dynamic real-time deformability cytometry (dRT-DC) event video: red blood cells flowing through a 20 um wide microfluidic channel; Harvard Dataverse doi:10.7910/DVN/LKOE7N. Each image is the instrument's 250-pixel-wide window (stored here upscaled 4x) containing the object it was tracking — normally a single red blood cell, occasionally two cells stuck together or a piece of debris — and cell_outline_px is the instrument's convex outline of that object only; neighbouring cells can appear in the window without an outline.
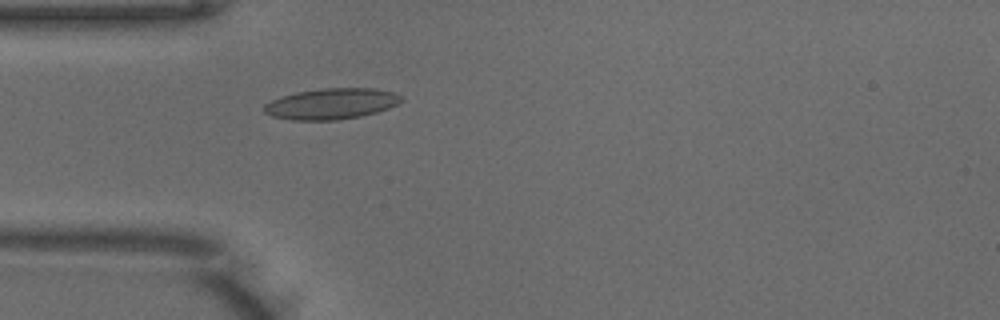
{"species": "common noctule bat (a hibernating species)", "species_latin": "Nyctalus noctula", "temperature_condition": "warm", "stored_images_in_passage": 29, "camera_frame_rate_fps": 3000, "um_per_image_px": 0.085, "animal": {"sex": "male", "body_mass_g": 18.8}, "frame": {"image": 1, "passage_image": 1, "time_ms": 0.0, "image_size_px": [1000, 320], "cell_outline_px": [[404, 100], [388, 108], [376, 112], [360, 116], [336, 120], [292, 120], [272, 116], [264, 112], [260, 108], [264, 104], [280, 96], [296, 92], [320, 88], [376, 88], [392, 92], [404, 96]], "centroid_in_image_um": [28.14, 8.81], "position_along_channel_um": 56.9, "area_um2": 24.91}}
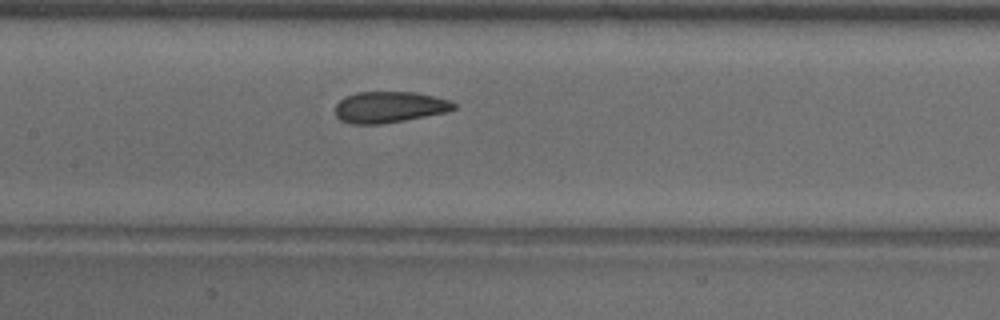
{"frame": {"image": 2, "passage_image": 10, "time_ms": 3.0, "image_size_px": [1000, 320], "cell_outline_px": [[456, 108], [448, 112], [404, 120], [380, 124], [352, 124], [340, 120], [336, 116], [336, 104], [344, 96], [356, 92], [416, 92], [448, 100], [456, 104]], "centroid_in_image_um": [33.08, 9.1], "position_along_channel_um": 174.3, "area_um2": 21.56}}
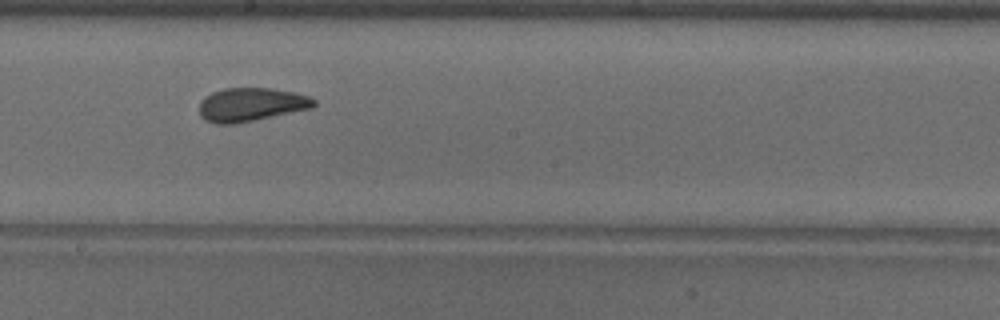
{"frame": {"image": 3, "passage_image": 14, "time_ms": 4.333, "image_size_px": [1000, 320], "cell_outline_px": [[316, 104], [312, 108], [232, 124], [216, 124], [200, 116], [200, 100], [204, 96], [212, 92], [224, 88], [272, 88], [292, 92], [308, 96], [316, 100]], "centroid_in_image_um": [21.32, 8.87], "position_along_channel_um": 226.9, "area_um2": 22.2}}